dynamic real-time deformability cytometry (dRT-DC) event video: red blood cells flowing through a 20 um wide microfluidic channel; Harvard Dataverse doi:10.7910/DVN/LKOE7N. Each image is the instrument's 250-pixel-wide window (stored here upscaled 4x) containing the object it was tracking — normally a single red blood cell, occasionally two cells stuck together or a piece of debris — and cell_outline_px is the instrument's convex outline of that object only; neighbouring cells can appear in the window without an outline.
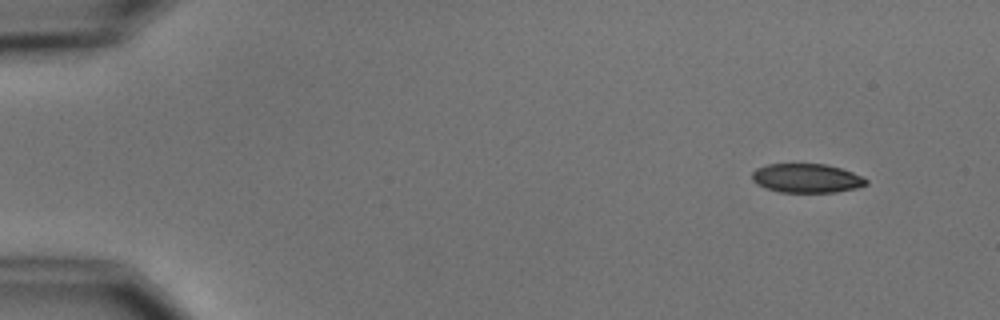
{"species": "common noctule bat (a hibernating species)", "species_latin": "Nyctalus noctula", "temperature_condition": "cold", "stored_images_in_passage": 6, "camera_frame_rate_fps": 3000, "um_per_image_px": 0.085, "animal": {"sex": "male", "body_mass_g": 15.6}, "frame": {"image": 1, "passage_image": 1, "time_ms": 0.0, "image_size_px": [1000, 320], "cell_outline_px": [[868, 184], [856, 188], [836, 192], [780, 192], [764, 188], [756, 184], [752, 180], [752, 172], [756, 168], [768, 164], [824, 164], [840, 168], [852, 172], [868, 180]], "centroid_in_image_um": [68.53, 15.15], "position_along_channel_um": 16.5, "area_um2": 19.31}}
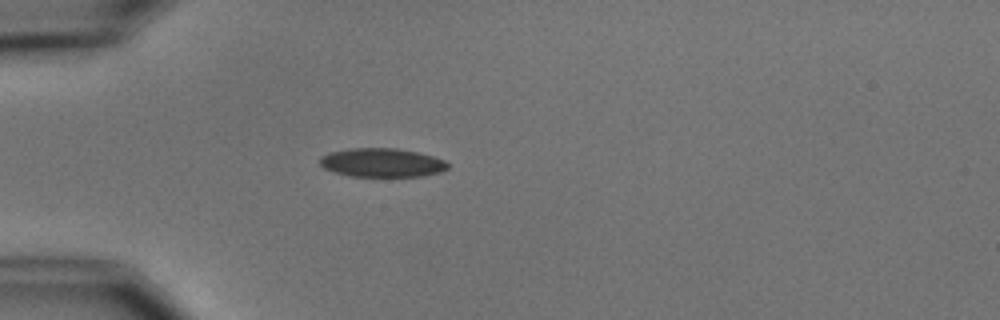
{"frame": {"image": 2, "passage_image": 4, "time_ms": 3.667, "image_size_px": [1000, 320], "cell_outline_px": [[448, 168], [440, 172], [420, 176], [352, 176], [336, 172], [324, 168], [320, 164], [320, 156], [328, 152], [348, 148], [396, 148], [416, 152], [432, 156], [444, 160], [448, 164]], "centroid_in_image_um": [32.43, 13.81], "position_along_channel_um": 52.6, "area_um2": 21.33}}